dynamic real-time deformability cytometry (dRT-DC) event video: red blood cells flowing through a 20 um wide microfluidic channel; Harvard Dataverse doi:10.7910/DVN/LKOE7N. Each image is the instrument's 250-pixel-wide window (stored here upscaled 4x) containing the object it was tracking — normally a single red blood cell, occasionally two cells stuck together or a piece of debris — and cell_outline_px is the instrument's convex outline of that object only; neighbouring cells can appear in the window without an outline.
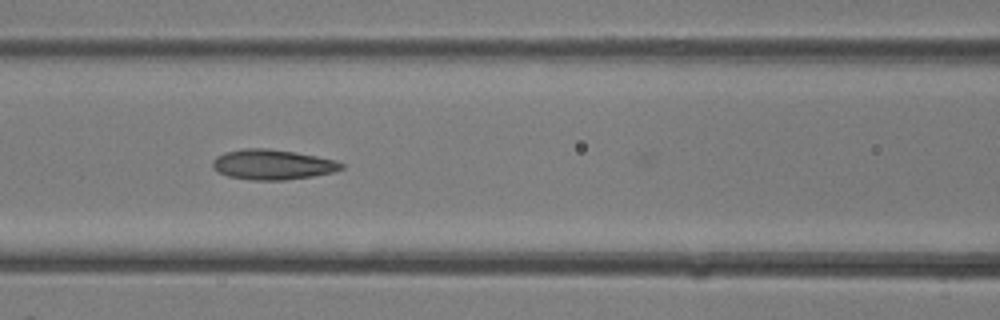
{"species": "common noctule bat (a hibernating species)", "species_latin": "Nyctalus noctula", "temperature_condition": "room temperature", "stored_images_in_passage": 31, "camera_frame_rate_fps": 3000, "um_per_image_px": 0.085, "animal": {"sex": "female"}, "frame": {"image": 1, "passage_image": 15, "time_ms": 4.667, "image_size_px": [1000, 320], "cell_outline_px": [[344, 168], [332, 172], [312, 176], [284, 180], [252, 180], [228, 176], [212, 168], [212, 160], [216, 156], [224, 152], [244, 148], [268, 148], [296, 152], [336, 160], [344, 164]], "centroid_in_image_um": [23.15, 13.98], "position_along_channel_um": 143.5, "area_um2": 22.66}}
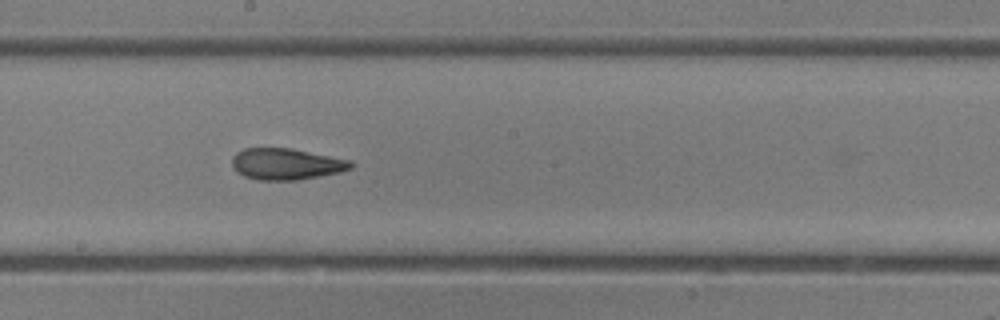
{"frame": {"image": 2, "passage_image": 19, "time_ms": 6.0, "image_size_px": [1000, 320], "cell_outline_px": [[356, 164], [352, 168], [340, 172], [296, 180], [256, 180], [244, 176], [236, 172], [232, 168], [232, 156], [236, 152], [244, 148], [292, 148], [352, 160]], "centroid_in_image_um": [24.33, 13.93], "position_along_channel_um": 223.9, "area_um2": 22.02}}
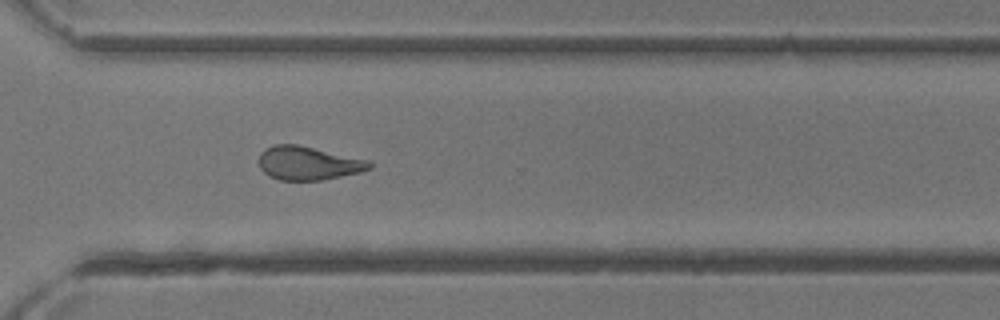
{"frame": {"image": 3, "passage_image": 25, "time_ms": 8.0, "image_size_px": [1000, 320], "cell_outline_px": [[372, 168], [360, 172], [320, 180], [280, 180], [268, 176], [260, 168], [260, 152], [264, 148], [272, 144], [296, 144], [368, 160], [372, 164]], "centroid_in_image_um": [26.16, 13.86], "position_along_channel_um": 344.4, "area_um2": 21.5}}